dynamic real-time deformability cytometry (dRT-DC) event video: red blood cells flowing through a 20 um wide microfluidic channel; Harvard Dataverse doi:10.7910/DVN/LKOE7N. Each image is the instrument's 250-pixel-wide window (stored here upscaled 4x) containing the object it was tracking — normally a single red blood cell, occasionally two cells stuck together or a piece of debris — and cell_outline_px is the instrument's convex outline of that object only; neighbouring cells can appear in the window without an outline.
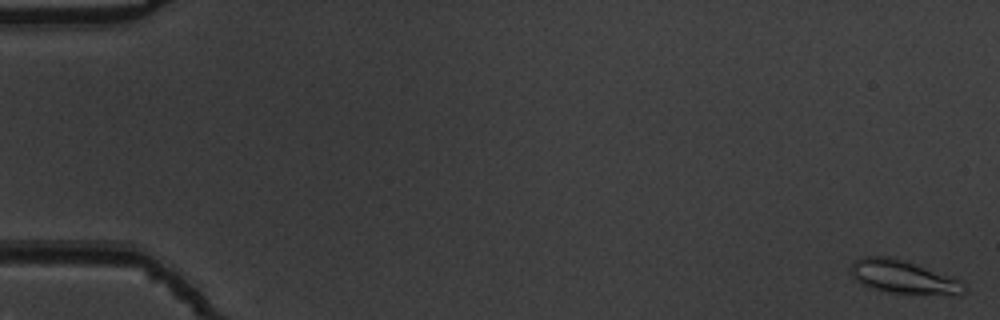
{"species": "common noctule bat (a hibernating species)", "species_latin": "Nyctalus noctula", "temperature_condition": "warm", "stored_images_in_passage": 56, "camera_frame_rate_fps": 3000, "um_per_image_px": 0.085, "animal": {"sex": "male", "body_mass_g": 19.5, "forearm_length_mm": 54.6}, "frame": {"image": 1, "passage_image": 2, "time_ms": 0.333, "image_size_px": [1000, 320], "cell_outline_px": [[968, 288], [960, 296], [892, 292], [872, 288], [860, 284], [852, 276], [848, 268], [856, 260], [864, 256], [888, 256], [952, 276], [960, 280]], "centroid_in_image_um": [76.81, 23.56], "position_along_channel_um": 8.2, "area_um2": 22.02}}
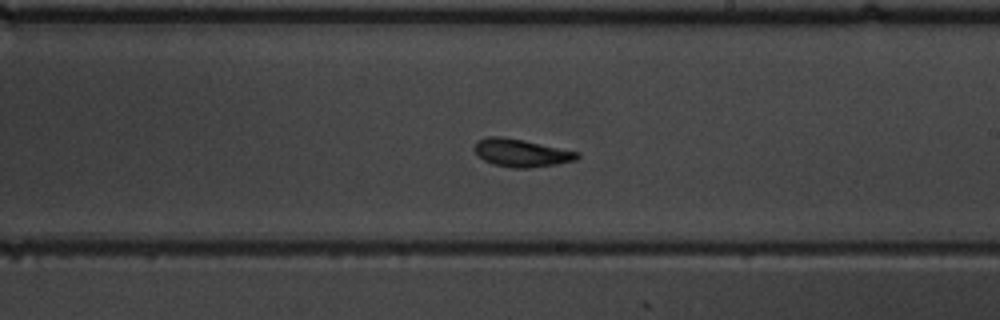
{"frame": {"image": 2, "passage_image": 34, "time_ms": 11.0, "image_size_px": [1000, 320], "cell_outline_px": [[580, 156], [576, 160], [556, 164], [528, 168], [512, 168], [492, 164], [484, 160], [472, 148], [480, 140], [488, 136], [500, 136], [524, 140], [580, 152]], "centroid_in_image_um": [44.33, 13.0], "position_along_channel_um": 244.7, "area_um2": 16.59}}
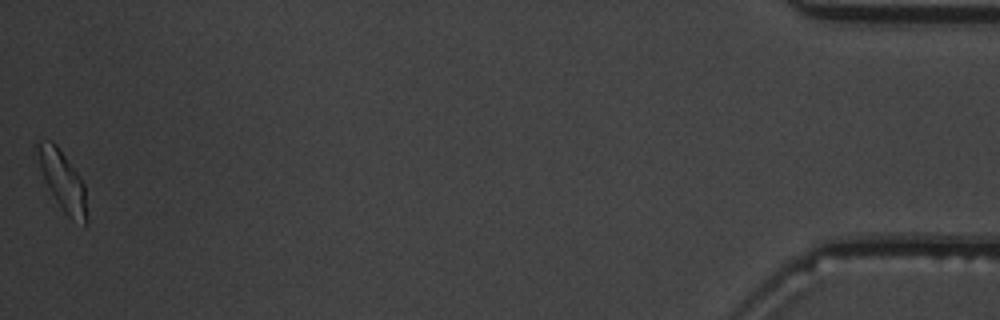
{"frame": {"image": 3, "passage_image": 56, "time_ms": 18.333, "image_size_px": [1000, 320], "cell_outline_px": [[88, 220], [84, 224], [72, 220], [64, 212], [56, 200], [44, 180], [32, 144], [40, 140], [52, 140], [56, 144], [76, 172], [84, 184]], "centroid_in_image_um": [5.27, 15.32], "position_along_channel_um": 429.9, "area_um2": 17.17}, "authors_computed_cell_mechanics": {"area_um2": 16.6753, "velocity_mm_per_s": 3.7517, "shape_relaxation_time_tau1_ms": 3.2511, "shape_relaxation_time_tau2_ms": 2.6968, "deformation_change_tau1": 0.1067, "deformation_change_tau2": 0.1025}}